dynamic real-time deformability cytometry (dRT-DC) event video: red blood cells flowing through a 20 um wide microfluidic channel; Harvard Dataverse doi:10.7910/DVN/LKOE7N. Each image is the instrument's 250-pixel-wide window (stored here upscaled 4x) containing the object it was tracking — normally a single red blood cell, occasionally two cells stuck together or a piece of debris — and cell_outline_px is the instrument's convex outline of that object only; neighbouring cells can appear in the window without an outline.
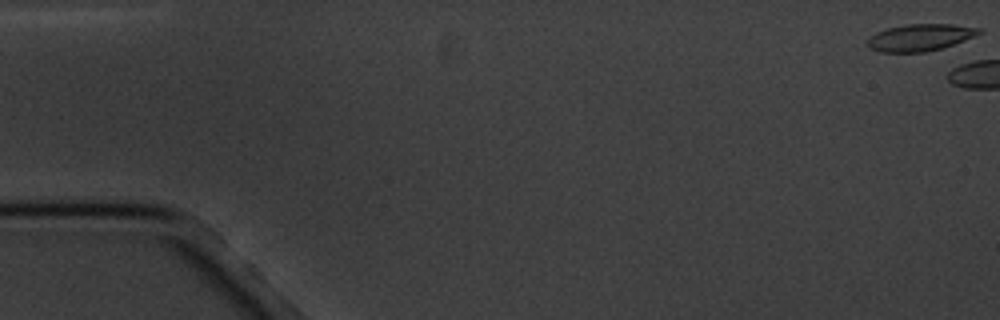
{"species": "common noctule bat (a hibernating species)", "species_latin": "Nyctalus noctula", "temperature_condition": "cold", "stored_images_in_passage": 3, "camera_frame_rate_fps": 3000, "um_per_image_px": 0.085, "animal": {"sex": "male", "body_mass_g": 20.1, "forearm_length_mm": 53.5}, "frame": {"image": 1, "passage_image": 1, "time_ms": 0.0, "image_size_px": [1000, 320], "cell_outline_px": [[984, 32], [944, 48], [924, 52], [880, 52], [868, 48], [864, 44], [864, 40], [876, 32], [888, 28], [908, 24], [952, 24], [984, 28]], "centroid_in_image_um": [78.19, 3.19], "position_along_channel_um": 6.8, "area_um2": 17.86}}